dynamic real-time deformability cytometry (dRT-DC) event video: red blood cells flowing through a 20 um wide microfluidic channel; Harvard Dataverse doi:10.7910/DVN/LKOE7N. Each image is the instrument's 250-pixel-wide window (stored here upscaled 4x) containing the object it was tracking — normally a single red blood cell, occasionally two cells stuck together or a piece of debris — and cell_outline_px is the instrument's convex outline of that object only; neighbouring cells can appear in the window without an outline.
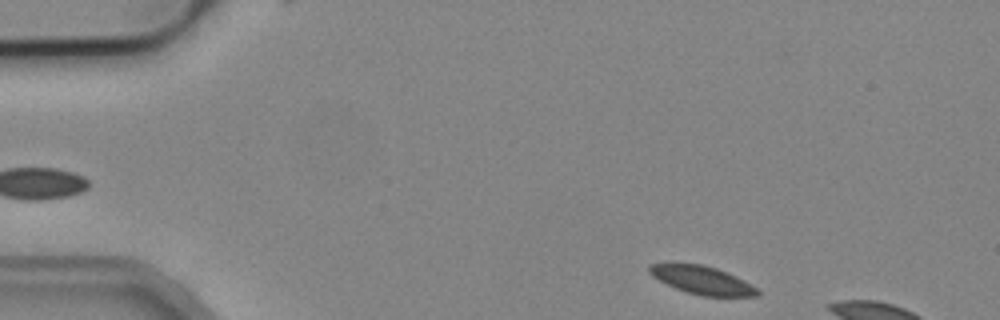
{"species": "common noctule bat (a hibernating species)", "species_latin": "Nyctalus noctula", "temperature_condition": "cold", "stored_images_in_passage": 2, "segment_of_instrument_passage": [2, 2], "camera_frame_rate_fps": 3000, "um_per_image_px": 0.085, "animal": {"sex": "male", "body_mass_g": 19.2, "forearm_length_mm": 51.8}, "frame": {"image": 1, "passage_image": 2, "time_ms": 0.333, "image_size_px": [1000, 320], "cell_outline_px": [[760, 292], [756, 296], [700, 296], [676, 288], [652, 276], [648, 272], [648, 264], [700, 264], [716, 268], [756, 288]], "centroid_in_image_um": [59.62, 23.82], "position_along_channel_um": 25.4, "area_um2": 17.05}}